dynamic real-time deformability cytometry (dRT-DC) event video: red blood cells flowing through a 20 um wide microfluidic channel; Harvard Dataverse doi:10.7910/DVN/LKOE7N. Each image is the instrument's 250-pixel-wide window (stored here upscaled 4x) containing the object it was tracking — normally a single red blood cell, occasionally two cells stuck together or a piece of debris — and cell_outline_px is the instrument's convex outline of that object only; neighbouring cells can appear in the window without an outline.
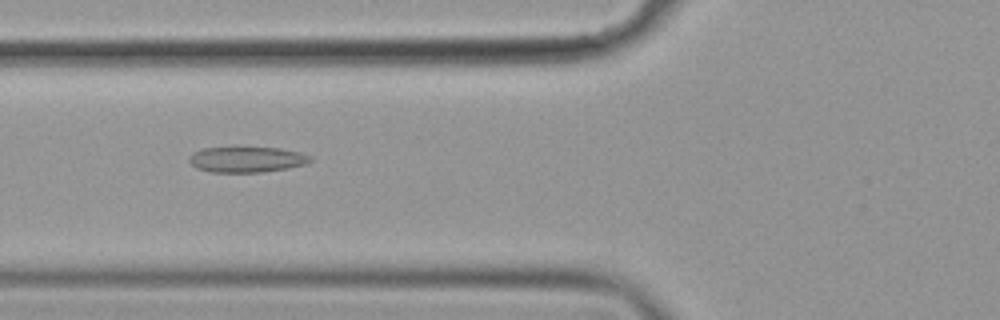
{"species": "common noctule bat (a hibernating species)", "species_latin": "Nyctalus noctula", "temperature_condition": "cold", "stored_images_in_passage": 44, "camera_frame_rate_fps": 3000, "um_per_image_px": 0.085, "animal": {"sex": "female", "body_mass_g": 19.9}, "frame": {"image": 1, "passage_image": 10, "time_ms": 3.0, "image_size_px": [1000, 320], "cell_outline_px": [[312, 160], [308, 164], [288, 168], [264, 172], [212, 172], [196, 168], [188, 160], [188, 156], [192, 152], [204, 148], [232, 144], [240, 144], [280, 148], [300, 152], [312, 156]], "centroid_in_image_um": [20.96, 13.49], "position_along_channel_um": 104.8, "area_um2": 19.36}}
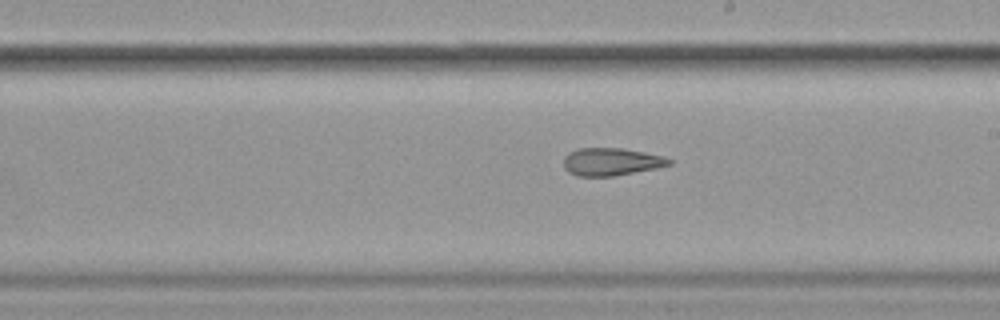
{"frame": {"image": 2, "passage_image": 21, "time_ms": 6.667, "image_size_px": [1000, 320], "cell_outline_px": [[672, 164], [656, 168], [612, 176], [580, 176], [568, 172], [564, 168], [564, 156], [568, 152], [580, 148], [624, 148], [664, 156], [672, 160]], "centroid_in_image_um": [51.95, 13.74], "position_along_channel_um": 237.1, "area_um2": 16.99}}
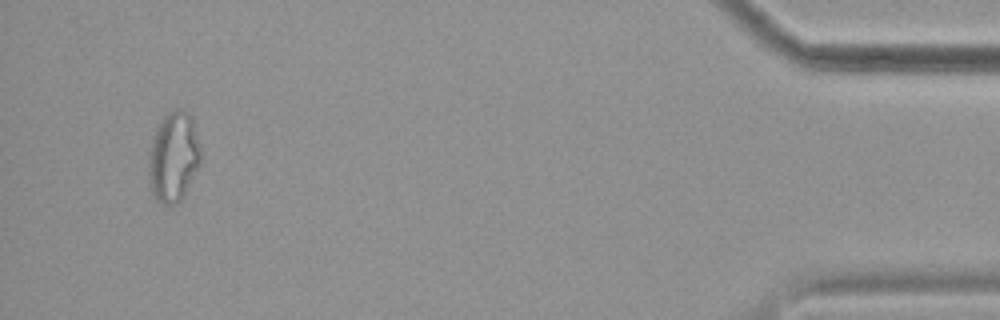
{"frame": {"image": 3, "passage_image": 42, "time_ms": 13.667, "image_size_px": [1000, 320], "cell_outline_px": [[200, 164], [180, 200], [176, 204], [164, 204], [152, 192], [148, 184], [148, 152], [156, 128], [160, 120], [168, 112], [176, 108], [184, 108], [188, 112], [192, 120], [200, 144]], "centroid_in_image_um": [14.73, 13.29], "position_along_channel_um": 420.5, "area_um2": 27.28}, "authors_computed_cell_mechanics": {"area_um2": 19.1896, "velocity_mm_per_s": 3.6036, "shape_relaxation_time_tau1_ms": null, "shape_relaxation_time_tau2_ms": 3.639, "deformation_change_tau1": null, "deformation_change_tau2": 0.1095}}